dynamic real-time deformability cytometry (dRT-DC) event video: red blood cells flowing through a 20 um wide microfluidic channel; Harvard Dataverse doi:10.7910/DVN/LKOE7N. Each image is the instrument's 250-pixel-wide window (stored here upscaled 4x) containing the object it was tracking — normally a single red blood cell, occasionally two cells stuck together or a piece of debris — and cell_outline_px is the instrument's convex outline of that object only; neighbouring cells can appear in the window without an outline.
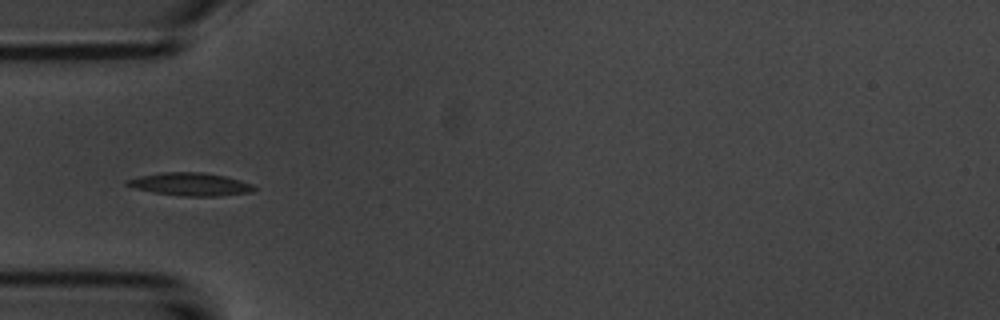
{"species": "common noctule bat (a hibernating species)", "species_latin": "Nyctalus noctula", "temperature_condition": "room temperature", "stored_images_in_passage": 38, "camera_frame_rate_fps": 3000, "um_per_image_px": 0.085, "animal": {"sex": "male", "body_mass_g": 20.1, "forearm_length_mm": 53.5}, "frame": {"image": 1, "passage_image": 1, "time_ms": 0.0, "image_size_px": [1000, 320], "cell_outline_px": [[256, 188], [252, 192], [220, 196], [180, 196], [152, 192], [136, 188], [124, 184], [124, 180], [140, 176], [160, 172], [204, 172], [224, 176], [240, 180], [252, 184]], "centroid_in_image_um": [16.16, 15.66], "position_along_channel_um": 68.8, "area_um2": 17.05}}
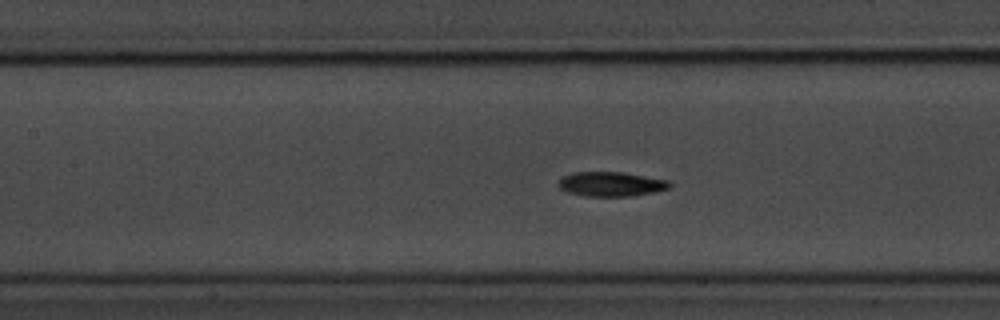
{"frame": {"image": 2, "passage_image": 8, "time_ms": 2.333, "image_size_px": [1000, 320], "cell_outline_px": [[672, 184], [668, 188], [656, 192], [632, 196], [584, 196], [568, 192], [560, 188], [556, 184], [564, 176], [572, 172], [620, 172], [668, 180]], "centroid_in_image_um": [51.93, 15.65], "position_along_channel_um": 155.5, "area_um2": 15.84}}
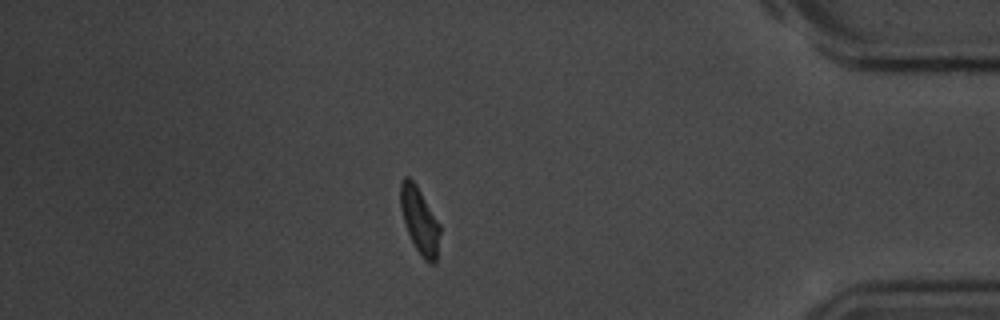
{"frame": {"image": 3, "passage_image": 31, "time_ms": 10.0, "image_size_px": [1000, 320], "cell_outline_px": [[440, 232], [436, 260], [432, 264], [428, 264], [424, 260], [416, 248], [408, 232], [404, 220], [400, 204], [400, 180], [404, 176], [408, 176], [416, 184], [440, 224]], "centroid_in_image_um": [35.67, 18.72], "position_along_channel_um": 399.5, "area_um2": 15.09}, "authors_computed_cell_mechanics": {"area_um2": 15.4037, "velocity_mm_per_s": 3.6822, "shape_relaxation_time_tau1_ms": 1.9198, "shape_relaxation_time_tau2_ms": 4.1398, "deformation_change_tau1": 0.1205, "deformation_change_tau2": 0.1191}}